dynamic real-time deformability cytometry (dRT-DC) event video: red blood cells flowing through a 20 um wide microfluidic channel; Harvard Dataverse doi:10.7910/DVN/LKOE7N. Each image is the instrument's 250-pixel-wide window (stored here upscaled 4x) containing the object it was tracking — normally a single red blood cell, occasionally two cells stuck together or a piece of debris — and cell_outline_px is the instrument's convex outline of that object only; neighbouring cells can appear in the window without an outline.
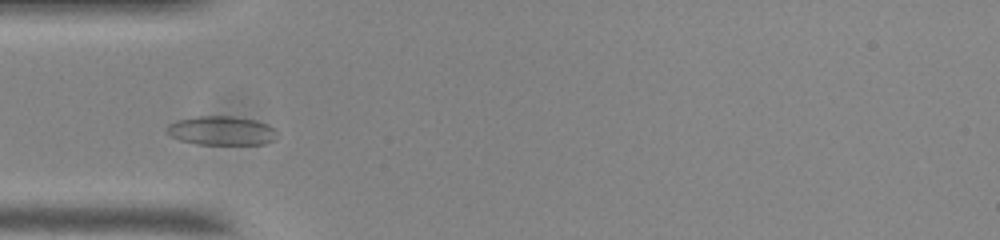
{"species": "common noctule bat (a hibernating species)", "species_latin": "Nyctalus noctula", "temperature_condition": "room temperature", "stored_images_in_passage": 48, "camera_frame_rate_fps": 3000, "um_per_image_px": 0.085, "animal": {"sex": "male", "body_mass_g": 20.0, "forearm_length_mm": 53.3}, "frame": {"image": 1, "passage_image": 10, "time_ms": 3.0, "image_size_px": [1000, 240], "cell_outline_px": [[276, 140], [264, 144], [196, 144], [180, 140], [164, 132], [164, 128], [168, 124], [176, 120], [196, 116], [232, 116], [256, 120], [268, 124], [276, 128]], "centroid_in_image_um": [18.82, 11.1], "position_along_channel_um": 66.2, "area_um2": 18.96}}
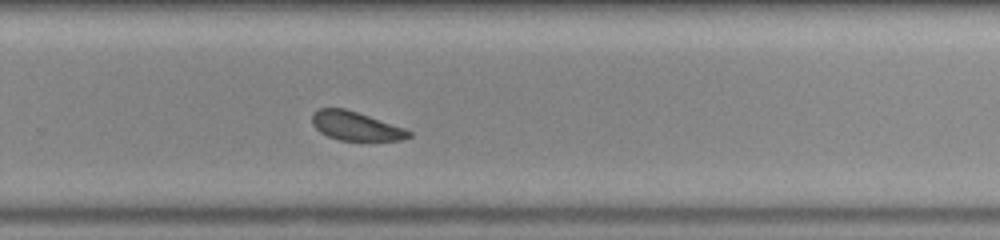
{"frame": {"image": 2, "passage_image": 29, "time_ms": 9.333, "image_size_px": [1000, 240], "cell_outline_px": [[412, 136], [404, 140], [340, 140], [328, 136], [320, 132], [312, 124], [312, 116], [320, 108], [344, 108], [404, 128], [412, 132]], "centroid_in_image_um": [30.25, 10.72], "position_along_channel_um": 299.6, "area_um2": 15.95}}
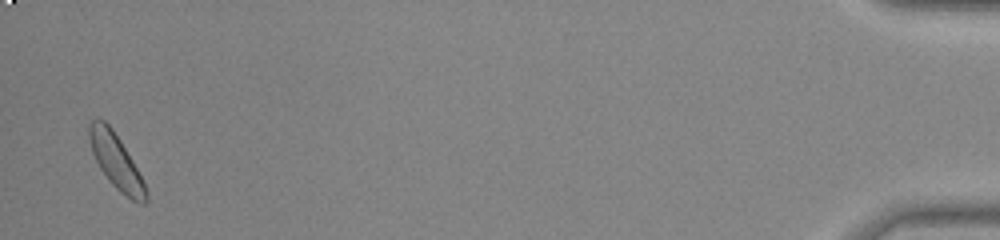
{"frame": {"image": 3, "passage_image": 47, "time_ms": 15.333, "image_size_px": [1000, 240], "cell_outline_px": [[148, 200], [144, 204], [140, 204], [132, 200], [120, 192], [112, 184], [100, 168], [92, 152], [88, 136], [88, 124], [96, 116], [104, 120], [112, 128], [120, 140], [132, 160], [148, 192]], "centroid_in_image_um": [9.84, 13.69], "position_along_channel_um": 425.4, "area_um2": 17.92}, "authors_computed_cell_mechanics": {"area_um2": 17.629, "velocity_mm_per_s": 3.6858, "shape_relaxation_time_tau1_ms": 4.8168, "shape_relaxation_time_tau2_ms": 4.7353, "deformation_change_tau1": 0.089, "deformation_change_tau2": 0.1017}}